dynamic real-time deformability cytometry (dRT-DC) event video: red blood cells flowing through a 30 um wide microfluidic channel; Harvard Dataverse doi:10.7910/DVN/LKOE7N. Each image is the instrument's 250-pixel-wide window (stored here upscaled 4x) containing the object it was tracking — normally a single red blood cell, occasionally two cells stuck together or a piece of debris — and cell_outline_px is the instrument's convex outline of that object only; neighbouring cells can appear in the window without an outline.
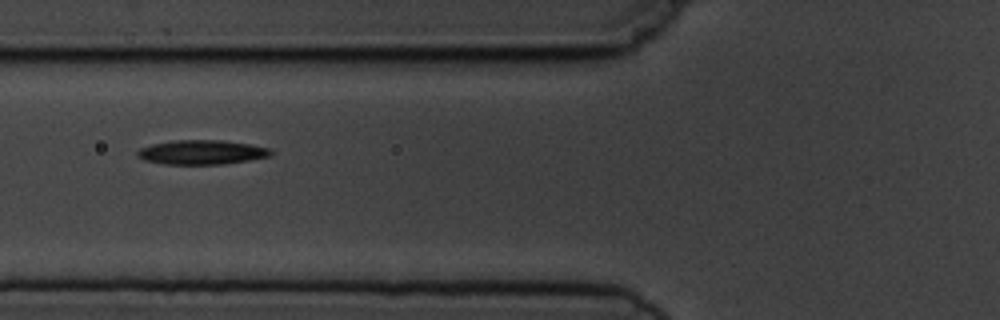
{"species": "common noctule bat (a hibernating species)", "species_latin": "Nyctalus noctula", "temperature_condition": "cold", "stored_images_in_passage": 7, "camera_frame_rate_fps": 3000, "um_per_image_px": 0.085, "animal": {"sex": "male", "body_mass_g": 19.5, "forearm_length_mm": 54.6}, "frame": {"image": 1, "passage_image": 6, "time_ms": 6.667, "image_size_px": [1000, 320], "cell_outline_px": [[272, 156], [224, 164], [164, 164], [144, 160], [136, 156], [136, 152], [140, 148], [152, 144], [176, 140], [220, 140], [248, 144], [268, 148], [272, 152]], "centroid_in_image_um": [17.11, 12.94], "position_along_channel_um": 108.7, "area_um2": 18.84}}
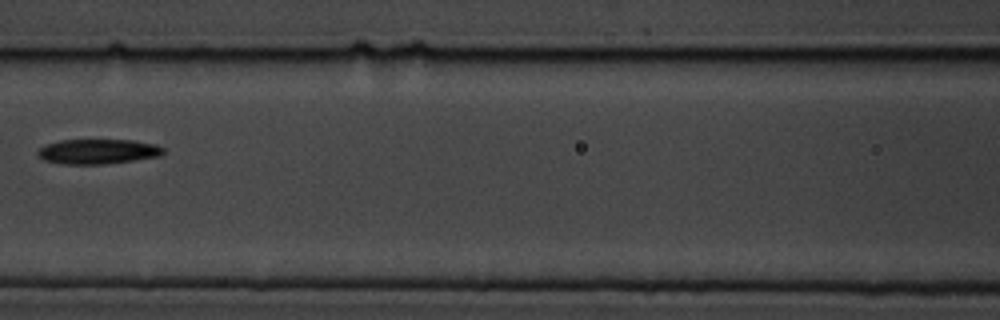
{"frame": {"image": 2, "passage_image": 7, "time_ms": 8.0, "image_size_px": [1000, 320], "cell_outline_px": [[164, 152], [160, 156], [104, 164], [64, 164], [44, 160], [36, 152], [40, 148], [48, 144], [60, 140], [132, 140], [156, 144], [164, 148]], "centroid_in_image_um": [8.34, 12.87], "position_along_channel_um": 158.3, "area_um2": 18.03}}